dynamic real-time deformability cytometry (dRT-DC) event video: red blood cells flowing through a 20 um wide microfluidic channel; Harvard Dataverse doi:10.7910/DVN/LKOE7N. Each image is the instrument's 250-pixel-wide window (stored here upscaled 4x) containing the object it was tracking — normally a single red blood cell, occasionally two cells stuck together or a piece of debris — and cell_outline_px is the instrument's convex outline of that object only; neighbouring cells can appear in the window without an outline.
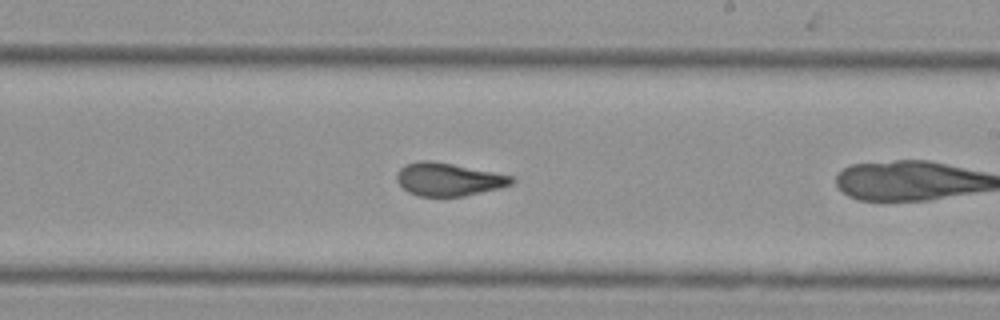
{"species": "Egyptian fruit bat (a non-hibernating species)", "species_latin": "Rousettus aegyptiacus", "temperature_condition": "cold", "stored_images_in_passage": 18, "segment_of_instrument_passage": [2, 2], "camera_frame_rate_fps": 3000, "um_per_image_px": 0.085, "animal": {"sex": "female"}, "frame": {"image": 1, "passage_image": 17, "time_ms": 5.333, "image_size_px": [1000, 320], "cell_outline_px": [[516, 180], [512, 184], [500, 188], [464, 196], [420, 196], [408, 192], [396, 180], [396, 172], [404, 164], [420, 160], [432, 160], [512, 176]], "centroid_in_image_um": [38.09, 15.24], "position_along_channel_um": 250.9, "area_um2": 22.02}}